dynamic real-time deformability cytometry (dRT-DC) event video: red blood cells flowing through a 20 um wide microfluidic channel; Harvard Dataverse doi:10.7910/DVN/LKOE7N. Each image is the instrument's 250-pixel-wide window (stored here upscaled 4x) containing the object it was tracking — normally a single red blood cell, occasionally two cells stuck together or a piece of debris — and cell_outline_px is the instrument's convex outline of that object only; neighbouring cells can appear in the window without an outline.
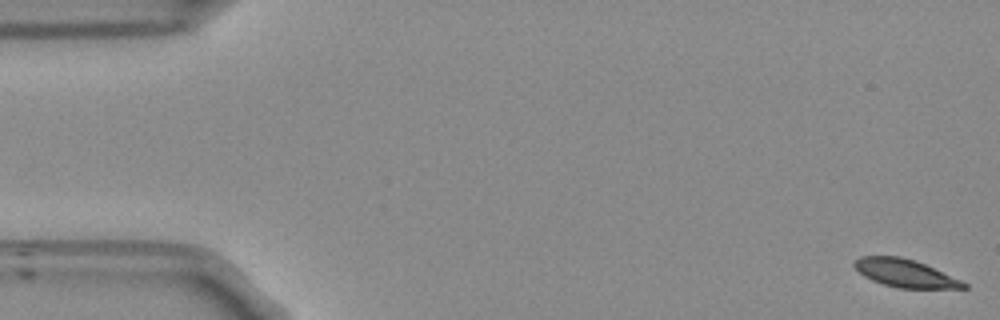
{"species": "Egyptian fruit bat (a non-hibernating species)", "species_latin": "Rousettus aegyptiacus", "temperature_condition": "room temperature", "stored_images_in_passage": 11, "camera_frame_rate_fps": 3000, "um_per_image_px": 0.085, "frame": {"image": 1, "passage_image": 1, "time_ms": 0.0, "image_size_px": [1000, 320], "cell_outline_px": [[968, 288], [896, 288], [872, 280], [864, 276], [852, 264], [860, 256], [900, 256], [924, 264], [960, 280], [968, 284]], "centroid_in_image_um": [76.91, 23.22], "position_along_channel_um": 8.1, "area_um2": 17.4}}